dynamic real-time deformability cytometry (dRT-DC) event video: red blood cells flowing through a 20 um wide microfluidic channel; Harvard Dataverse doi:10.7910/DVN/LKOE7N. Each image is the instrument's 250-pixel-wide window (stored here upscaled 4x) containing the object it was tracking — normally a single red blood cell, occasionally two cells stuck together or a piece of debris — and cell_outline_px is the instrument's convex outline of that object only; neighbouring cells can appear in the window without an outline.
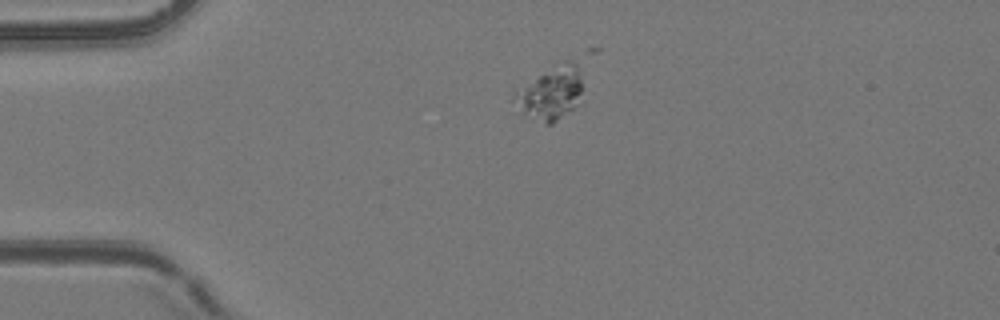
{"species": "common noctule bat (a hibernating species)", "species_latin": "Nyctalus noctula", "temperature_condition": "room temperature", "stored_images_in_passage": 4, "camera_frame_rate_fps": 3000, "um_per_image_px": 0.085, "animal": {"sex": "female", "body_mass_g": 24.6, "forearm_length_mm": 56.2}, "frame": {"image": 1, "passage_image": 3, "time_ms": 0.667, "image_size_px": [1000, 320], "cell_outline_px": [[600, 48], [580, 104], [552, 124], [548, 124], [524, 112], [512, 100], [512, 96], [516, 92], [564, 60], [584, 48]], "centroid_in_image_um": [47.43, 7.47], "position_along_channel_um": 37.6, "area_um2": 24.85}}